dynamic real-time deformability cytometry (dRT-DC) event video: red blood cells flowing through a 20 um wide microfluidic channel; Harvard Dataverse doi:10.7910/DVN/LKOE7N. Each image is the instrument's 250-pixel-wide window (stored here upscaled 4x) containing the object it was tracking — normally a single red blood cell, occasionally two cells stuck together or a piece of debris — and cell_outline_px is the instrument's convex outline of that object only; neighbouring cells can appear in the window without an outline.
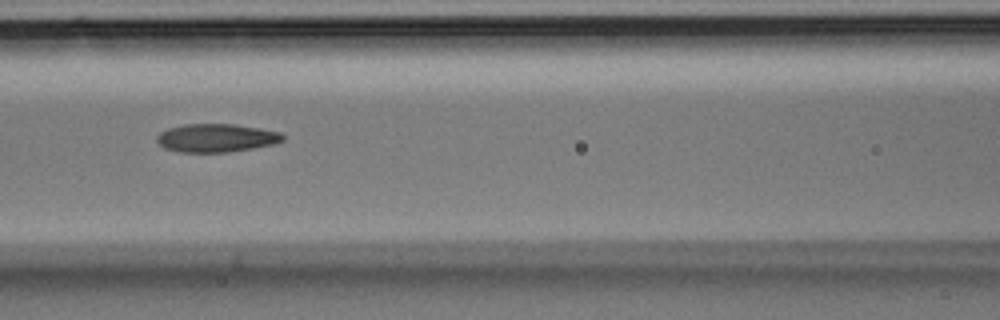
{"species": "Egyptian fruit bat (a non-hibernating species)", "species_latin": "Rousettus aegyptiacus", "temperature_condition": "room temperature", "stored_images_in_passage": 14, "camera_frame_rate_fps": 3000, "um_per_image_px": 0.085, "animal": {"sex": "male"}, "frame": {"image": 1, "passage_image": 5, "time_ms": 1.333, "image_size_px": [1000, 320], "cell_outline_px": [[284, 140], [272, 144], [252, 148], [228, 152], [180, 152], [164, 148], [156, 140], [156, 136], [160, 132], [168, 128], [184, 124], [236, 124], [260, 128], [280, 132], [284, 136]], "centroid_in_image_um": [18.37, 11.72], "position_along_channel_um": 148.2, "area_um2": 20.75}}
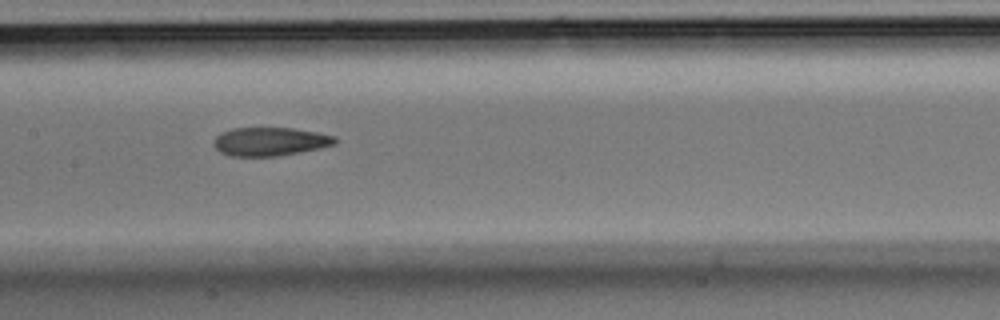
{"frame": {"image": 2, "passage_image": 7, "time_ms": 2.0, "image_size_px": [1000, 320], "cell_outline_px": [[336, 144], [320, 148], [280, 156], [232, 156], [220, 152], [212, 144], [212, 140], [220, 132], [232, 128], [292, 128], [316, 132], [336, 136]], "centroid_in_image_um": [22.93, 12.03], "position_along_channel_um": 184.5, "area_um2": 20.29}}